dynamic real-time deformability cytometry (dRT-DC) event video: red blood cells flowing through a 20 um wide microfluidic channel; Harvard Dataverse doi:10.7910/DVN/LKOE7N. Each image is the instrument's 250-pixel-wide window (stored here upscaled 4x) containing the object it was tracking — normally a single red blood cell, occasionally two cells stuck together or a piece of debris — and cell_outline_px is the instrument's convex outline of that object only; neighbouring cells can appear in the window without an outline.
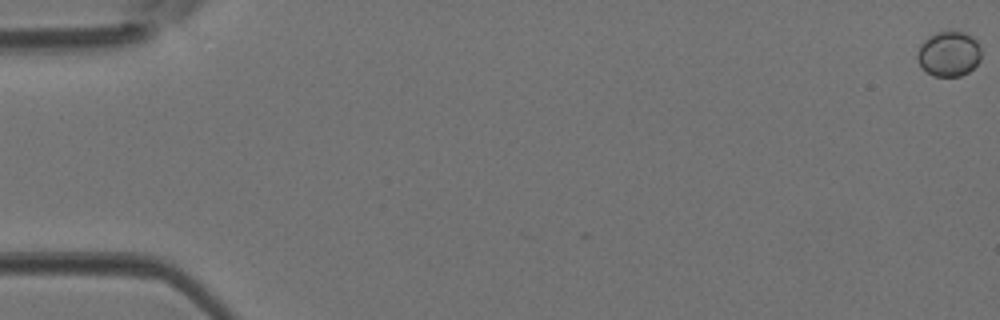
{"species": "Egyptian fruit bat (a non-hibernating species)", "species_latin": "Rousettus aegyptiacus", "temperature_condition": "room temperature", "stored_images_in_passage": 6, "camera_frame_rate_fps": 3000, "um_per_image_px": 0.085, "animal": {"sex": "female"}, "frame": {"image": 1, "passage_image": 1, "time_ms": 0.0, "image_size_px": [1000, 320], "cell_outline_px": [[980, 60], [968, 72], [960, 76], [932, 76], [920, 68], [916, 56], [920, 44], [928, 36], [936, 32], [948, 28], [964, 32], [972, 36], [976, 40], [980, 48]], "centroid_in_image_um": [80.62, 4.54], "position_along_channel_um": 4.4, "area_um2": 17.28}}